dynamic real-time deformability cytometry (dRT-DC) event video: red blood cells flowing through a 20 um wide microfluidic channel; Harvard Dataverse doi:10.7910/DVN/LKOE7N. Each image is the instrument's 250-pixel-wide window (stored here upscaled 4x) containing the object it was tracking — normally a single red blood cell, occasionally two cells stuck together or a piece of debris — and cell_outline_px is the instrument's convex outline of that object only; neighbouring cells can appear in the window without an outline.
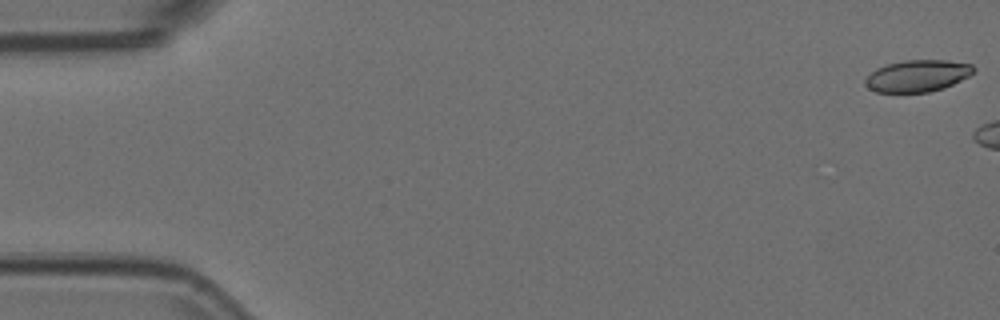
{"species": "Egyptian fruit bat (a non-hibernating species)", "species_latin": "Rousettus aegyptiacus", "temperature_condition": "room temperature", "stored_images_in_passage": 6, "camera_frame_rate_fps": 3000, "um_per_image_px": 0.085, "animal": {"sex": "female"}, "frame": {"image": 1, "passage_image": 1, "time_ms": 0.0, "image_size_px": [1000, 320], "cell_outline_px": [[976, 68], [968, 76], [944, 88], [928, 92], [876, 92], [868, 88], [864, 84], [864, 80], [876, 68], [888, 64], [904, 60], [948, 60], [972, 64]], "centroid_in_image_um": [77.98, 6.44], "position_along_channel_um": 7.0, "area_um2": 20.0}}